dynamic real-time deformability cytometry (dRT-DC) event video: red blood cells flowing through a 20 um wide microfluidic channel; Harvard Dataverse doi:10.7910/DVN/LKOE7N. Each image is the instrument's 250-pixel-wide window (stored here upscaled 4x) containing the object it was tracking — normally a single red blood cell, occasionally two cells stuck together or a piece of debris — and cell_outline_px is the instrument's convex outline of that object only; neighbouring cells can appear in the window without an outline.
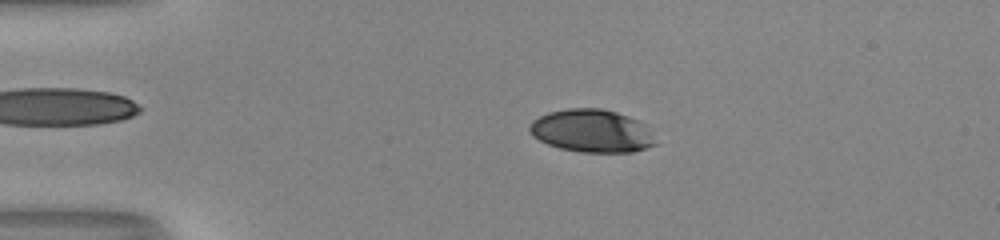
{"species": "human", "species_latin": "Homo sapiens", "temperature_condition": "room temperature", "stored_images_in_passage": 52, "camera_frame_rate_fps": 3000, "um_per_image_px": 0.085, "donor": {"sex": "male"}, "frame": {"image": 1, "passage_image": 12, "time_ms": 3.667, "image_size_px": [1000, 240], "cell_outline_px": [[656, 144], [648, 148], [632, 152], [580, 152], [560, 148], [548, 144], [532, 136], [528, 128], [528, 124], [532, 120], [548, 112], [568, 108], [600, 108], [616, 112], [628, 116], [644, 124]], "centroid_in_image_um": [50.25, 11.13], "position_along_channel_um": 34.7, "area_um2": 31.33}}
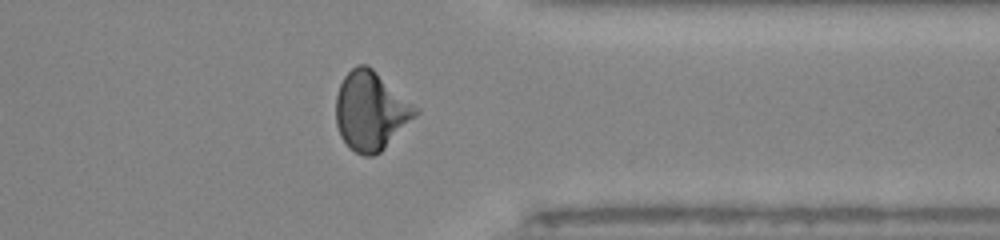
{"frame": {"image": 2, "passage_image": 42, "time_ms": 13.667, "image_size_px": [1000, 240], "cell_outline_px": [[420, 112], [380, 152], [372, 156], [364, 156], [348, 148], [340, 136], [336, 124], [336, 96], [340, 84], [344, 76], [356, 64], [368, 64], [420, 108]], "centroid_in_image_um": [31.52, 9.41], "position_along_channel_um": 379.9, "area_um2": 36.76}}
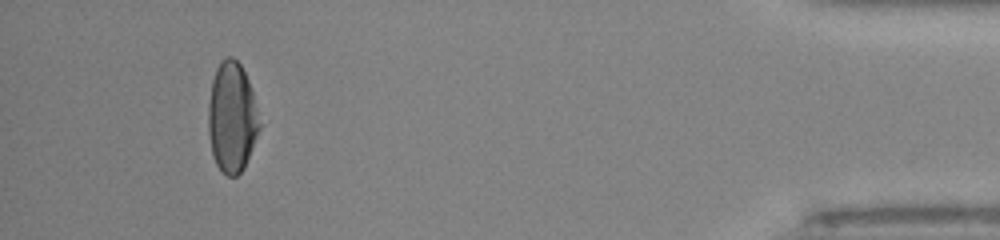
{"frame": {"image": 3, "passage_image": 49, "time_ms": 16.0, "image_size_px": [1000, 240], "cell_outline_px": [[264, 124], [244, 168], [236, 176], [228, 176], [216, 164], [212, 156], [208, 132], [208, 104], [212, 80], [216, 68], [220, 60], [224, 56], [232, 56], [240, 64], [248, 80]], "centroid_in_image_um": [19.75, 9.97], "position_along_channel_um": 415.5, "area_um2": 33.76}, "authors_computed_cell_mechanics": {"area_um2": 33.2639, "velocity_mm_per_s": 4.0528, "shape_relaxation_time_tau1_ms": 5.3537, "shape_relaxation_time_tau2_ms": 1.3227, "deformation_change_tau1": 0.2065, "deformation_change_tau2": 0.0455}}